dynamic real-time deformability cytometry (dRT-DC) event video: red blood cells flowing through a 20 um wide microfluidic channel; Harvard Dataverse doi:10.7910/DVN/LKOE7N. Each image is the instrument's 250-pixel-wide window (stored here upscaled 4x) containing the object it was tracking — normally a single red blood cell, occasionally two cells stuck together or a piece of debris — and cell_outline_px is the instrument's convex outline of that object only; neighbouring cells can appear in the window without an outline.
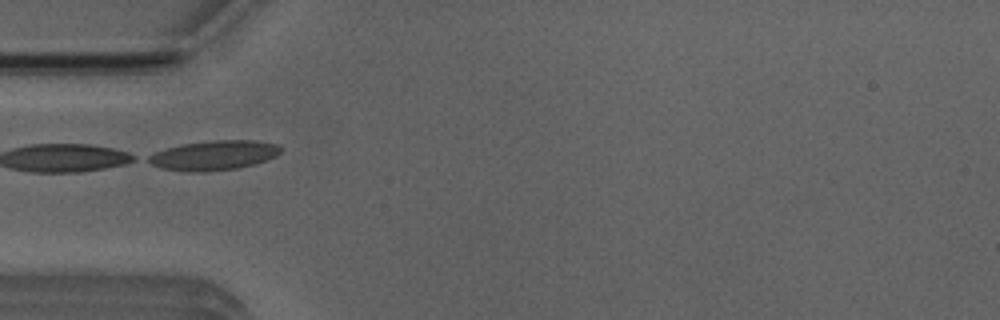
{"species": "Egyptian fruit bat (a non-hibernating species)", "species_latin": "Rousettus aegyptiacus", "temperature_condition": "room temperature", "stored_images_in_passage": 4, "camera_frame_rate_fps": 3000, "um_per_image_px": 0.085, "animal": {"sex": "male"}, "frame": {"image": 1, "passage_image": 4, "time_ms": 3.667, "image_size_px": [1000, 320], "cell_outline_px": [[284, 148], [276, 156], [268, 160], [236, 168], [204, 172], [188, 172], [164, 168], [152, 164], [144, 160], [148, 156], [164, 148], [184, 144], [212, 140], [256, 140], [280, 144]], "centroid_in_image_um": [18.22, 13.19], "position_along_channel_um": 66.8, "area_um2": 22.95}}